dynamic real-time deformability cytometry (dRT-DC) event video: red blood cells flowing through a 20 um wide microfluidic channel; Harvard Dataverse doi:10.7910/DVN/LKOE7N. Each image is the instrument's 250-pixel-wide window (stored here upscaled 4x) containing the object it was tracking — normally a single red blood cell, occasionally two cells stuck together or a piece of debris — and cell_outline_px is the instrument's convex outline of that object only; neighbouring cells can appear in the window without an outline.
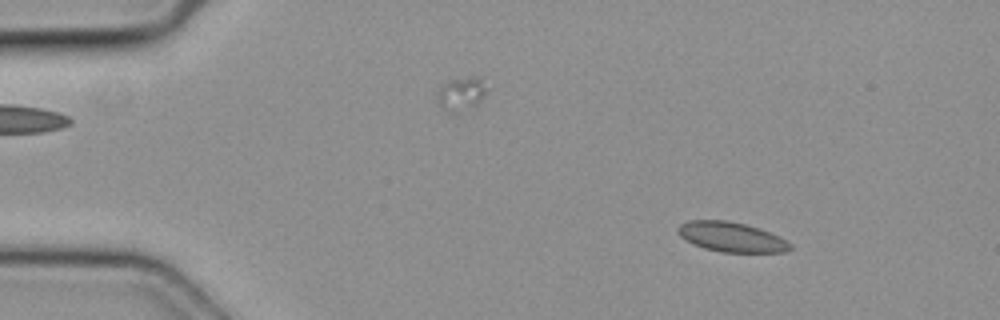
{"species": "common noctule bat (a hibernating species)", "species_latin": "Nyctalus noctula", "temperature_condition": "cold", "stored_images_in_passage": 16, "camera_frame_rate_fps": 3000, "um_per_image_px": 0.085, "animal": {"sex": "female", "body_mass_g": 19.3, "forearm_length_mm": 54.1}, "frame": {"image": 1, "passage_image": 7, "time_ms": 2.0, "image_size_px": [1000, 320], "cell_outline_px": [[792, 248], [784, 252], [724, 252], [704, 248], [692, 244], [684, 240], [676, 232], [676, 228], [680, 224], [688, 220], [728, 220], [760, 228], [792, 244]], "centroid_in_image_um": [62.1, 20.13], "position_along_channel_um": 22.9, "area_um2": 19.48}}